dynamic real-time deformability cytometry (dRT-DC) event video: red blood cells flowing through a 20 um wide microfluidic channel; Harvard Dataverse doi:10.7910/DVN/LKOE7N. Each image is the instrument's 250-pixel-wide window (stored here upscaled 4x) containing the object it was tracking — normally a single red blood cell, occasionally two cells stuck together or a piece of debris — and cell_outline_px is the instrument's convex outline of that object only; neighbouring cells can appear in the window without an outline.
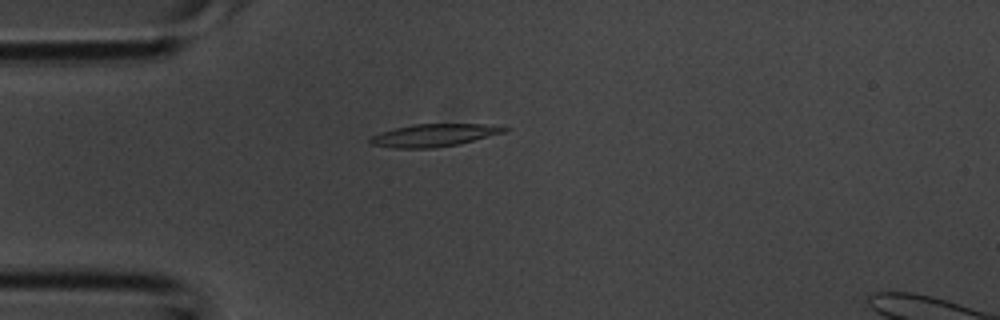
{"species": "common noctule bat (a hibernating species)", "species_latin": "Nyctalus noctula", "temperature_condition": "room temperature", "stored_images_in_passage": 1, "camera_frame_rate_fps": 3000, "um_per_image_px": 0.085, "animal": {"sex": "male", "body_mass_g": 20.1, "forearm_length_mm": 53.5}, "frame": {"image": 1, "passage_image": 1, "time_ms": 0.0, "image_size_px": [1000, 320], "cell_outline_px": [[512, 128], [508, 132], [460, 144], [432, 148], [396, 148], [368, 144], [368, 140], [372, 136], [396, 128], [412, 124], [480, 124]], "centroid_in_image_um": [36.94, 11.5], "position_along_channel_um": 48.1, "area_um2": 17.69}}